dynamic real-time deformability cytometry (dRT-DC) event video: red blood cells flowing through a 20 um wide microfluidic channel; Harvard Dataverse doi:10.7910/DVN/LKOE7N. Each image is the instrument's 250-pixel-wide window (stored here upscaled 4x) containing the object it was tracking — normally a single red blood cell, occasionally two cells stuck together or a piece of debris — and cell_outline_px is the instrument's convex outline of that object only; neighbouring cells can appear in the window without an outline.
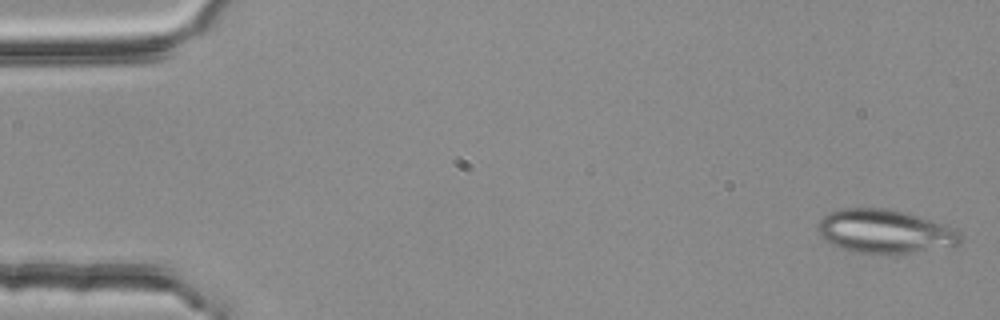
{"species": "common noctule bat (a hibernating species)", "species_latin": "Nyctalus noctula", "temperature_condition": "room temperature", "stored_images_in_passage": 2, "camera_frame_rate_fps": 3000, "um_per_image_px": 0.085, "animal": {"sex": "female", "body_mass_g": 25.1}, "frame": {"image": 1, "passage_image": 2, "time_ms": 0.333, "image_size_px": [1000, 320], "cell_outline_px": [[964, 236], [960, 244], [952, 248], [892, 256], [884, 256], [852, 252], [840, 248], [824, 240], [820, 236], [820, 220], [828, 212], [840, 208], [884, 208], [908, 212], [956, 228]], "centroid_in_image_um": [75.32, 19.72], "position_along_channel_um": 9.7, "area_um2": 37.74}}